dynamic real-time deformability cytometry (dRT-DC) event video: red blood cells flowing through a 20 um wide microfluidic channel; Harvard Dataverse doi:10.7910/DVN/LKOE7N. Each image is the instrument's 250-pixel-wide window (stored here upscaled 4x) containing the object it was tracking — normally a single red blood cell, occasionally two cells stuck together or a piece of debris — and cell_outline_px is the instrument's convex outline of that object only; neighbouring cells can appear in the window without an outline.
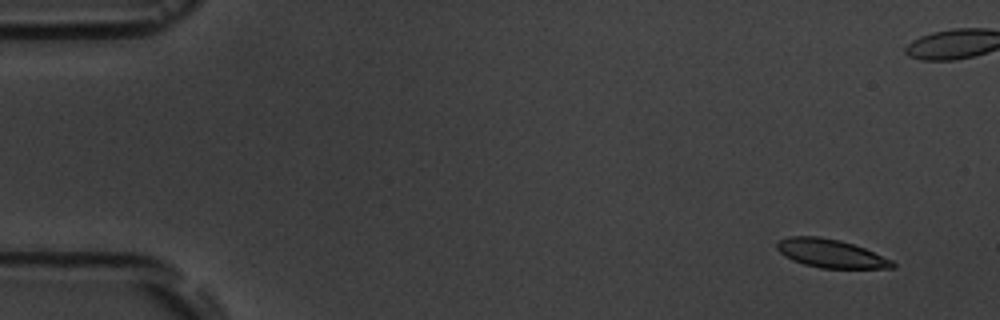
{"species": "common noctule bat (a hibernating species)", "species_latin": "Nyctalus noctula", "temperature_condition": "room temperature", "stored_images_in_passage": 5, "camera_frame_rate_fps": 3000, "um_per_image_px": 0.085, "animal": {"sex": "male", "body_mass_g": 19.5, "forearm_length_mm": 54.6}, "frame": {"image": 1, "passage_image": 2, "time_ms": 1.0, "image_size_px": [1000, 320], "cell_outline_px": [[896, 268], [820, 268], [804, 264], [792, 260], [784, 256], [776, 248], [776, 244], [780, 240], [788, 236], [820, 236], [840, 240], [864, 248], [892, 260], [896, 264]], "centroid_in_image_um": [70.6, 21.54], "position_along_channel_um": 14.4, "area_um2": 19.13}}